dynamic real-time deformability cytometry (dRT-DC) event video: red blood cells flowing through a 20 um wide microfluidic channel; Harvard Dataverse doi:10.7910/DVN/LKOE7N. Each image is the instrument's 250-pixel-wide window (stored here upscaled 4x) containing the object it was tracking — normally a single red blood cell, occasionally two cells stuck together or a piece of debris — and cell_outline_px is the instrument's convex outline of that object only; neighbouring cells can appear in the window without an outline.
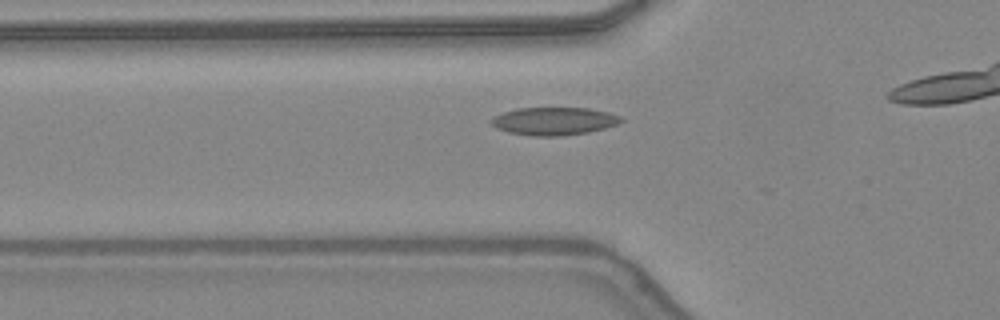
{"species": "common noctule bat (a hibernating species)", "species_latin": "Nyctalus noctula", "temperature_condition": "warm", "stored_images_in_passage": 12, "camera_frame_rate_fps": 3000, "um_per_image_px": 0.085, "animal": {"sex": "female", "body_mass_g": 24.6, "forearm_length_mm": 56.2}, "frame": {"image": 1, "passage_image": 7, "time_ms": 2.0, "image_size_px": [1000, 320], "cell_outline_px": [[624, 120], [616, 124], [604, 128], [588, 132], [560, 136], [532, 136], [508, 132], [496, 128], [488, 120], [504, 112], [516, 108], [588, 108], [608, 112], [620, 116]], "centroid_in_image_um": [47.07, 10.3], "position_along_channel_um": 78.7, "area_um2": 20.98}}
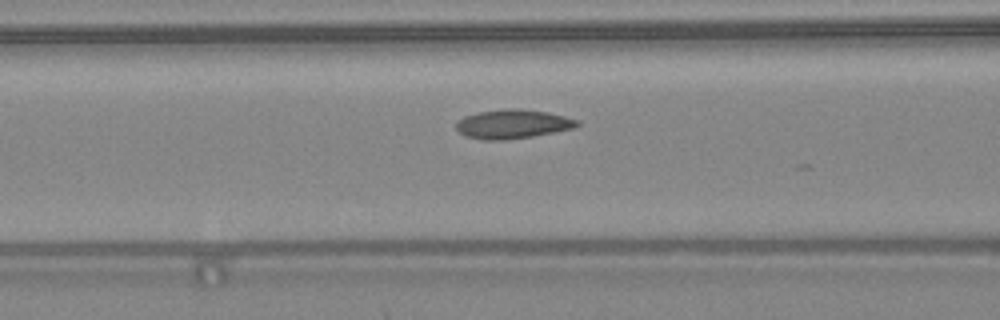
{"frame": {"image": 2, "passage_image": 10, "time_ms": 3.0, "image_size_px": [1000, 320], "cell_outline_px": [[580, 124], [576, 128], [532, 136], [504, 140], [484, 140], [464, 136], [456, 128], [456, 124], [464, 116], [476, 112], [508, 108], [520, 108], [548, 112], [564, 116], [576, 120]], "centroid_in_image_um": [43.57, 10.54], "position_along_channel_um": 123.0, "area_um2": 20.52}}